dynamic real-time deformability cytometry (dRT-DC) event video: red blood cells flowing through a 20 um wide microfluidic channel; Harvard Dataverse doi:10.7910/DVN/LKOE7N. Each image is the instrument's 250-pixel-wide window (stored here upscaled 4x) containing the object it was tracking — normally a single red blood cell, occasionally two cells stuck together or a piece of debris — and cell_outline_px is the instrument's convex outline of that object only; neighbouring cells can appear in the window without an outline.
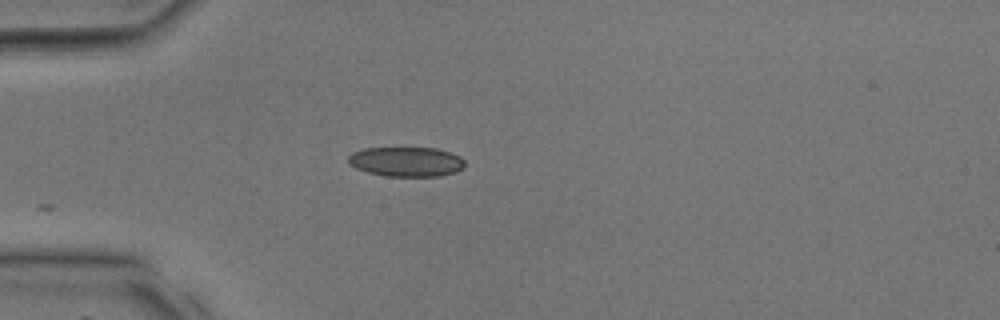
{"species": "common noctule bat (a hibernating species)", "species_latin": "Nyctalus noctula", "temperature_condition": "room temperature", "stored_images_in_passage": 10, "camera_frame_rate_fps": 3000, "um_per_image_px": 0.085, "animal": {"sex": "male", "body_mass_g": 17.9, "forearm_length_mm": 54.2}, "frame": {"image": 1, "passage_image": 1, "time_ms": 0.0, "image_size_px": [1000, 320], "cell_outline_px": [[464, 168], [456, 172], [440, 176], [384, 176], [368, 172], [356, 168], [348, 164], [348, 156], [352, 152], [364, 148], [436, 148], [460, 156], [464, 160]], "centroid_in_image_um": [34.52, 13.75], "position_along_channel_um": 50.5, "area_um2": 20.23}}